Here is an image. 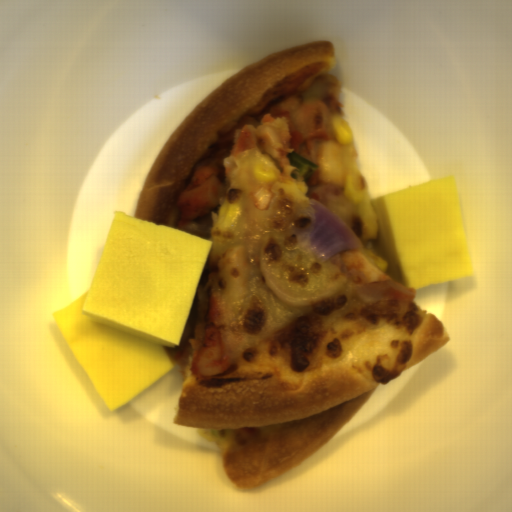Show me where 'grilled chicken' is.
Listing matches in <instances>:
<instances>
[{
    "mask_svg": "<svg viewBox=\"0 0 512 512\" xmlns=\"http://www.w3.org/2000/svg\"><path fill=\"white\" fill-rule=\"evenodd\" d=\"M226 197L224 165L212 158L204 161L176 200L172 228L210 240L213 211Z\"/></svg>",
    "mask_w": 512,
    "mask_h": 512,
    "instance_id": "obj_2",
    "label": "grilled chicken"
},
{
    "mask_svg": "<svg viewBox=\"0 0 512 512\" xmlns=\"http://www.w3.org/2000/svg\"><path fill=\"white\" fill-rule=\"evenodd\" d=\"M221 280L220 271L206 261L196 288L188 321L177 351L193 360L191 373L214 378L227 367V356L213 325L210 311L212 294Z\"/></svg>",
    "mask_w": 512,
    "mask_h": 512,
    "instance_id": "obj_1",
    "label": "grilled chicken"
}]
</instances>
